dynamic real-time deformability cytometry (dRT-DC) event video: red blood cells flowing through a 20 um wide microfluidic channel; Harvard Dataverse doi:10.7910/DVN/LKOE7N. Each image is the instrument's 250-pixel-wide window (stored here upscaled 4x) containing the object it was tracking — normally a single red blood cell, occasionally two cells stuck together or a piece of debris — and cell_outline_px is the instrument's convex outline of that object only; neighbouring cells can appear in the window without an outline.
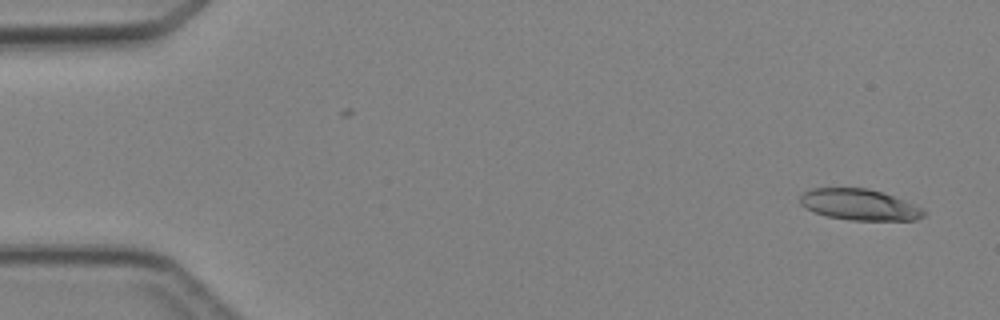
{"species": "Egyptian fruit bat (a non-hibernating species)", "species_latin": "Rousettus aegyptiacus", "temperature_condition": "cold", "stored_images_in_passage": 2, "camera_frame_rate_fps": 3000, "um_per_image_px": 0.085, "animal": {"sex": "female"}, "frame": {"image": 1, "passage_image": 2, "time_ms": 1.333, "image_size_px": [1000, 320], "cell_outline_px": [[928, 212], [924, 216], [916, 220], [852, 220], [828, 216], [812, 212], [804, 208], [800, 204], [800, 196], [804, 192], [812, 188], [868, 188], [904, 200]], "centroid_in_image_um": [73.01, 17.4], "position_along_channel_um": 12.0, "area_um2": 22.31}}